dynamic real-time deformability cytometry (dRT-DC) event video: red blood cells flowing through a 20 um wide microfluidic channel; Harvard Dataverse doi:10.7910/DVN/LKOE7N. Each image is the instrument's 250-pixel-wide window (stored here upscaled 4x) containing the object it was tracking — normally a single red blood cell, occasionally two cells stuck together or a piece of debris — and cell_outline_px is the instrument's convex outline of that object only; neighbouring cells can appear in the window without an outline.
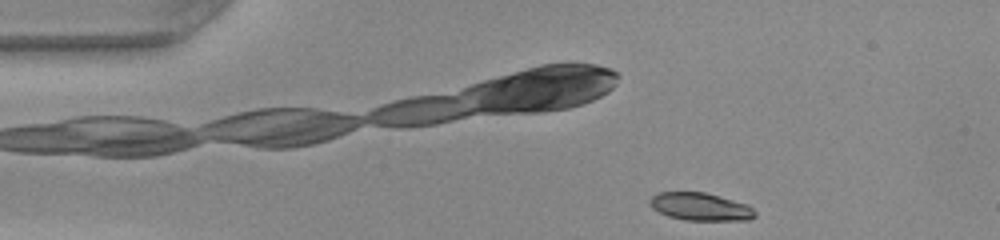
{"species": "common noctule bat (a hibernating species)", "species_latin": "Nyctalus noctula", "temperature_condition": "warm", "stored_images_in_passage": 39, "camera_frame_rate_fps": 3000, "um_per_image_px": 0.085, "animal": {"sex": "female", "body_mass_g": 22.0, "forearm_length_mm": 56.7}, "frame": {"image": 1, "passage_image": 2, "time_ms": 0.333, "image_size_px": [1000, 240], "cell_outline_px": [[756, 216], [748, 220], [684, 220], [668, 216], [652, 208], [648, 204], [648, 200], [656, 192], [704, 192], [748, 204], [756, 212]], "centroid_in_image_um": [59.51, 17.56], "position_along_channel_um": 25.5, "area_um2": 17.11}}
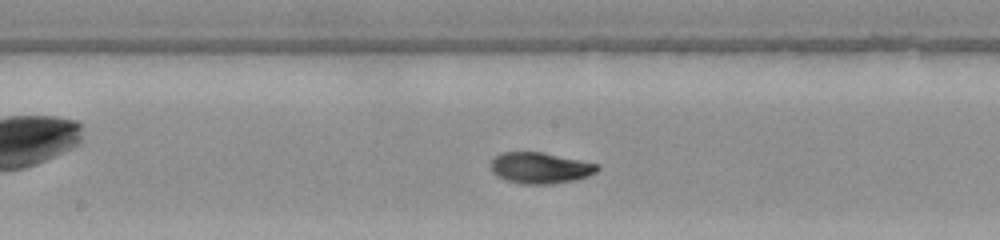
{"frame": {"image": 2, "passage_image": 20, "time_ms": 6.333, "image_size_px": [1000, 240], "cell_outline_px": [[600, 168], [596, 172], [588, 176], [576, 180], [552, 184], [520, 184], [508, 180], [492, 172], [492, 160], [496, 156], [504, 152], [540, 152], [580, 160], [596, 164]], "centroid_in_image_um": [45.94, 14.28], "position_along_channel_um": 202.3, "area_um2": 19.02}}
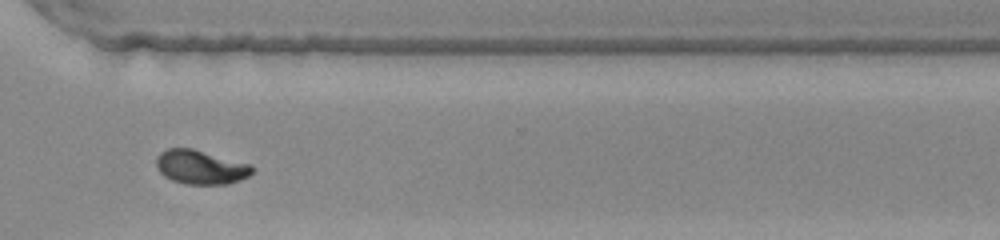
{"frame": {"image": 3, "passage_image": 31, "time_ms": 10.0, "image_size_px": [1000, 240], "cell_outline_px": [[256, 168], [248, 176], [240, 180], [228, 184], [184, 184], [172, 180], [164, 176], [160, 172], [156, 164], [156, 160], [160, 152], [168, 148], [192, 148], [252, 164]], "centroid_in_image_um": [17.08, 14.2], "position_along_channel_um": 353.5, "area_um2": 19.19}, "authors_computed_cell_mechanics": {"area_um2": 18.9006, "velocity_mm_per_s": 4.1158, "shape_relaxation_time_tau1_ms": 4.6881, "shape_relaxation_time_tau2_ms": 1.098, "deformation_change_tau1": 0.1925, "deformation_change_tau2": 0.0402}}